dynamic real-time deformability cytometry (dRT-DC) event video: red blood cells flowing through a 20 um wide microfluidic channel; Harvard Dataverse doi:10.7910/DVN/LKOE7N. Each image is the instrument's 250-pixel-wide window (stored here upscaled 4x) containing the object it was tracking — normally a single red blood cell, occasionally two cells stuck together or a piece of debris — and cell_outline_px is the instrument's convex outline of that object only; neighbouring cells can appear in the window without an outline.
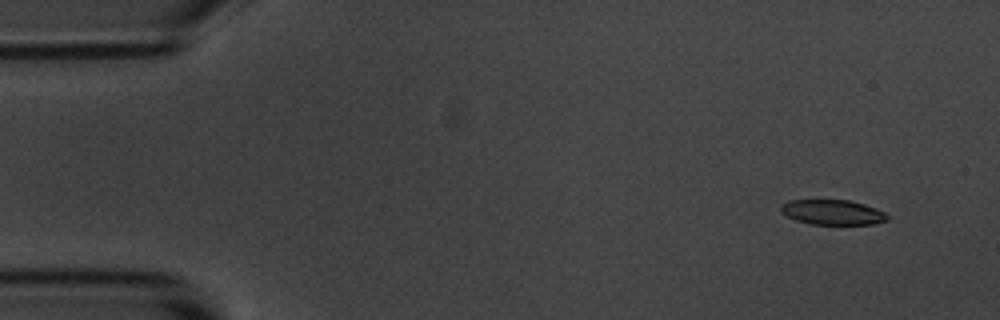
{"species": "common noctule bat (a hibernating species)", "species_latin": "Nyctalus noctula", "temperature_condition": "room temperature", "stored_images_in_passage": 5, "camera_frame_rate_fps": 3000, "um_per_image_px": 0.085, "animal": {"sex": "male", "body_mass_g": 20.1, "forearm_length_mm": 53.5}, "frame": {"image": 1, "passage_image": 1, "time_ms": 0.0, "image_size_px": [1000, 320], "cell_outline_px": [[888, 220], [872, 224], [812, 224], [796, 220], [780, 212], [780, 204], [788, 200], [848, 200], [864, 204], [876, 208], [884, 212], [888, 216]], "centroid_in_image_um": [70.74, 18.03], "position_along_channel_um": 14.3, "area_um2": 15.49}}
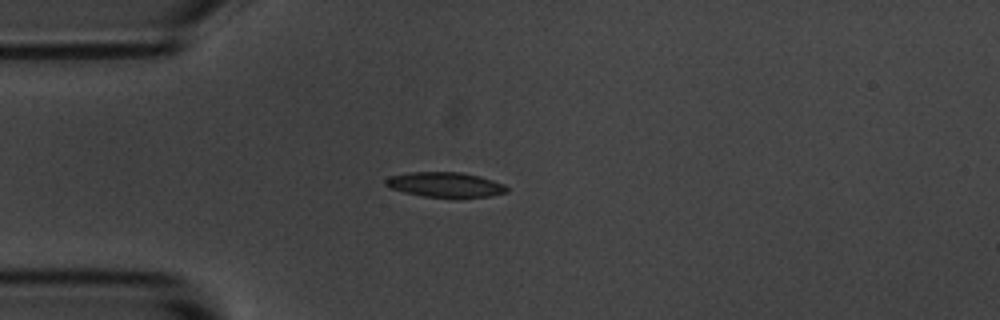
{"frame": {"image": 2, "passage_image": 4, "time_ms": 3.333, "image_size_px": [1000, 320], "cell_outline_px": [[508, 192], [492, 196], [460, 200], [452, 200], [424, 196], [404, 192], [388, 188], [384, 184], [384, 180], [388, 176], [408, 172], [460, 172], [480, 176], [504, 184], [508, 188]], "centroid_in_image_um": [37.86, 15.74], "position_along_channel_um": 47.1, "area_um2": 18.55}}